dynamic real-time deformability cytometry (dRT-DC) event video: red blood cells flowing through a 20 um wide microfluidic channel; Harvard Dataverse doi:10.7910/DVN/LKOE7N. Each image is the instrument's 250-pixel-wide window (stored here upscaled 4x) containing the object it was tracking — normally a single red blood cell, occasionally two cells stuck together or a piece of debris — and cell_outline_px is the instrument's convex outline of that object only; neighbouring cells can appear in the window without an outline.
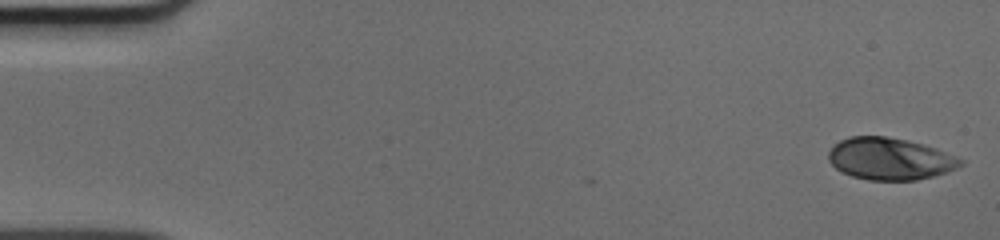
{"species": "human", "species_latin": "Homo sapiens", "temperature_condition": "cold", "stored_images_in_passage": 50, "camera_frame_rate_fps": 3000, "um_per_image_px": 0.085, "donor": {"sex": "male"}, "frame": {"image": 1, "passage_image": 1, "time_ms": 0.0, "image_size_px": [1000, 240], "cell_outline_px": [[964, 164], [956, 168], [932, 176], [916, 180], [868, 180], [852, 176], [840, 172], [828, 160], [828, 152], [840, 140], [848, 136], [884, 136], [908, 140], [936, 148], [956, 156], [964, 160]], "centroid_in_image_um": [75.63, 13.49], "position_along_channel_um": 9.4, "area_um2": 32.31}}
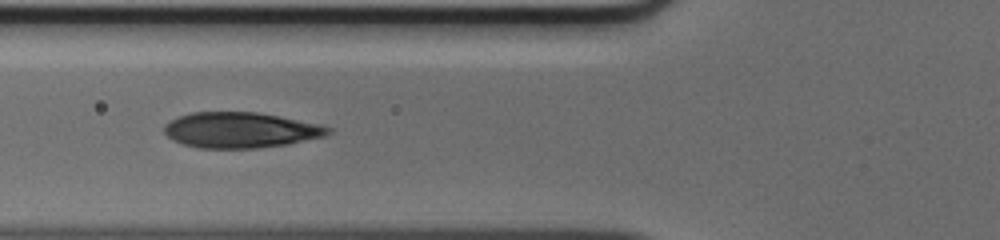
{"frame": {"image": 2, "passage_image": 19, "time_ms": 6.0, "image_size_px": [1000, 240], "cell_outline_px": [[332, 132], [324, 136], [288, 144], [260, 148], [200, 148], [184, 144], [172, 140], [164, 132], [164, 124], [180, 116], [192, 112], [256, 112], [320, 124], [332, 128]], "centroid_in_image_um": [20.45, 11.06], "position_along_channel_um": 105.4, "area_um2": 33.87}}
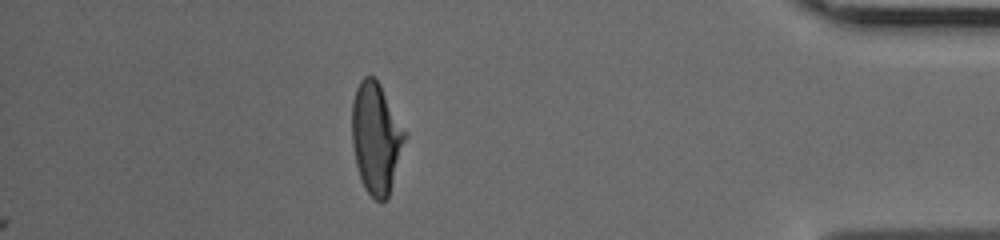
{"frame": {"image": 3, "passage_image": 44, "time_ms": 14.333, "image_size_px": [1000, 240], "cell_outline_px": [[404, 140], [388, 200], [380, 204], [364, 188], [356, 164], [352, 144], [352, 104], [356, 88], [360, 80], [364, 76], [372, 76], [380, 84], [404, 132]], "centroid_in_image_um": [31.92, 11.77], "position_along_channel_um": 403.3, "area_um2": 33.41}}